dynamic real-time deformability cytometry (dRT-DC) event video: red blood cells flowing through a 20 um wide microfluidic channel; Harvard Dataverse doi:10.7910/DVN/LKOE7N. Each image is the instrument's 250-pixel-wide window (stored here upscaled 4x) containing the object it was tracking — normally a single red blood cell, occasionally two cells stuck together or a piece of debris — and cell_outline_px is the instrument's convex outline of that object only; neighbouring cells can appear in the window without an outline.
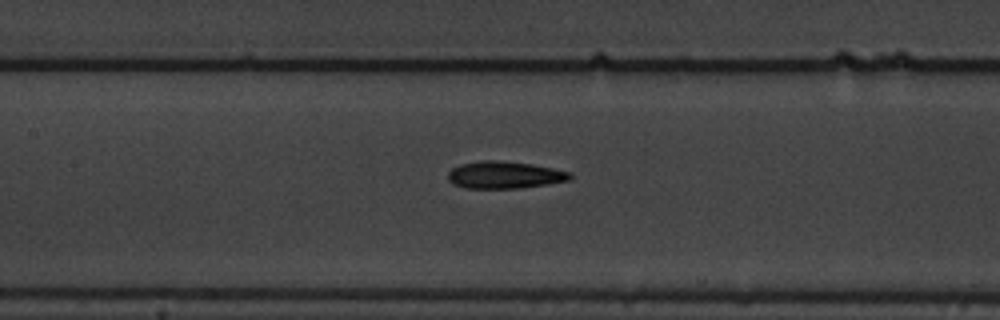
{"species": "common noctule bat (a hibernating species)", "species_latin": "Nyctalus noctula", "temperature_condition": "warm", "stored_images_in_passage": 9, "camera_frame_rate_fps": 3000, "um_per_image_px": 0.085, "animal": {"sex": "male", "body_mass_g": 19.5, "forearm_length_mm": 54.6}, "frame": {"image": 1, "passage_image": 9, "time_ms": 2.667, "image_size_px": [1000, 320], "cell_outline_px": [[572, 176], [568, 180], [548, 184], [520, 188], [464, 188], [452, 184], [448, 180], [448, 172], [452, 168], [460, 164], [480, 160], [496, 160], [532, 164], [572, 172]], "centroid_in_image_um": [42.86, 14.87], "position_along_channel_um": 164.5, "area_um2": 19.42}}